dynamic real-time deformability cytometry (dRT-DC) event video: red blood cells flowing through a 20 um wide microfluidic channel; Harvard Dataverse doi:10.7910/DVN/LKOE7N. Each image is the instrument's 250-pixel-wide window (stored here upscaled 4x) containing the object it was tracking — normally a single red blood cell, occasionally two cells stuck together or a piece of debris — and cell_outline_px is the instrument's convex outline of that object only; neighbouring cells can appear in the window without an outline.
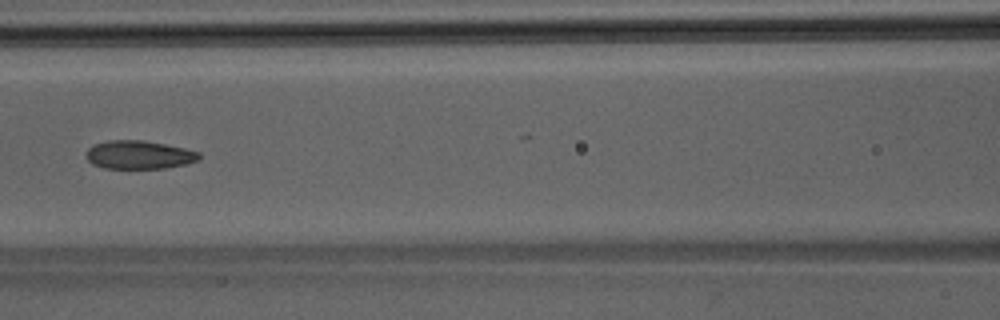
{"species": "Egyptian fruit bat (a non-hibernating species)", "species_latin": "Rousettus aegyptiacus", "temperature_condition": "room temperature", "stored_images_in_passage": 37, "camera_frame_rate_fps": 3000, "um_per_image_px": 0.085, "animal": {"sex": "male"}, "frame": {"image": 1, "passage_image": 21, "time_ms": 6.667, "image_size_px": [1000, 320], "cell_outline_px": [[200, 160], [184, 164], [164, 168], [104, 168], [92, 164], [88, 160], [88, 148], [92, 144], [108, 140], [144, 140], [184, 148], [200, 152]], "centroid_in_image_um": [11.82, 13.15], "position_along_channel_um": 154.8, "area_um2": 18.61}}